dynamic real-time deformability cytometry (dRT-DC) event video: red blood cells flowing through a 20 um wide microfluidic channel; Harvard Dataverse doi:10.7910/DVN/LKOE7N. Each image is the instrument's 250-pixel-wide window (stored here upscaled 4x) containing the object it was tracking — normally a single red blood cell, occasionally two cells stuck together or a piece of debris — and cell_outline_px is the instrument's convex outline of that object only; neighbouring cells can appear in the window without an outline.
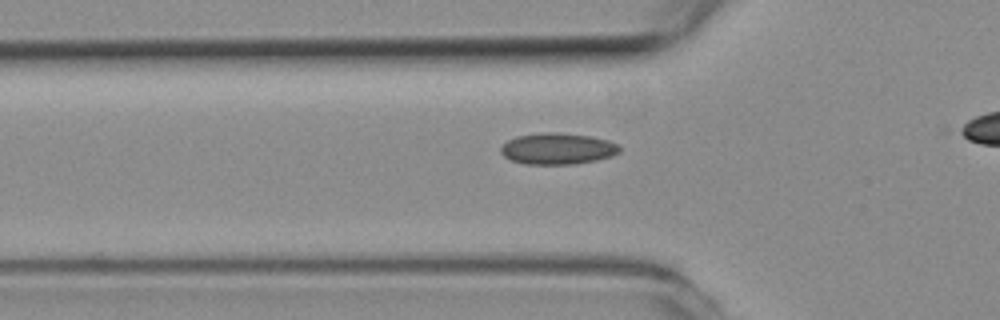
{"species": "common noctule bat (a hibernating species)", "species_latin": "Nyctalus noctula", "temperature_condition": "room temperature", "stored_images_in_passage": 35, "camera_frame_rate_fps": 3000, "um_per_image_px": 0.085, "animal": {"sex": "female", "body_mass_g": 19.3, "forearm_length_mm": 54.1}, "frame": {"image": 1, "passage_image": 9, "time_ms": 2.667, "image_size_px": [1000, 320], "cell_outline_px": [[620, 152], [612, 156], [596, 160], [576, 164], [524, 164], [508, 160], [500, 152], [500, 148], [508, 140], [516, 136], [544, 132], [556, 132], [592, 136], [608, 140], [620, 144]], "centroid_in_image_um": [47.4, 12.64], "position_along_channel_um": 78.4, "area_um2": 21.96}}
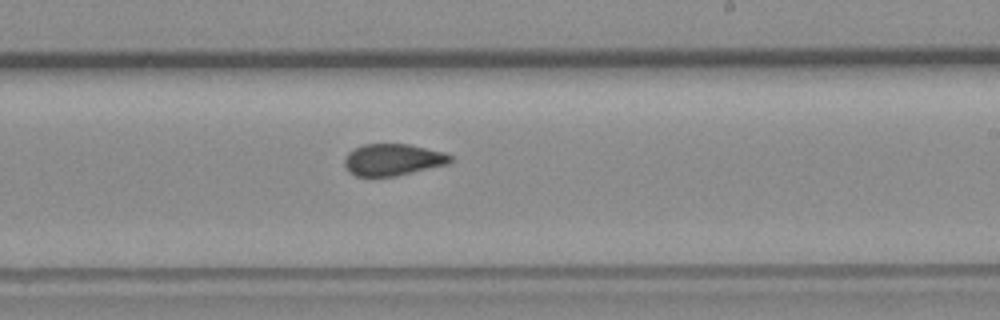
{"frame": {"image": 2, "passage_image": 23, "time_ms": 7.333, "image_size_px": [1000, 320], "cell_outline_px": [[452, 160], [448, 164], [396, 176], [356, 176], [348, 172], [344, 168], [344, 160], [348, 152], [364, 144], [408, 144], [444, 152], [452, 156]], "centroid_in_image_um": [33.37, 13.58], "position_along_channel_um": 255.6, "area_um2": 19.59}}
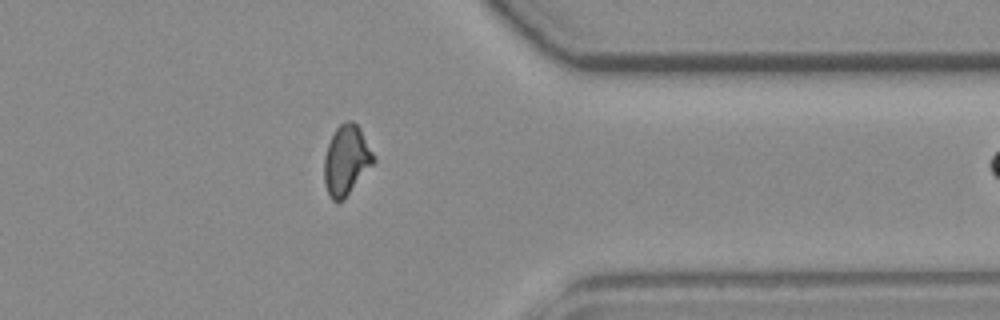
{"frame": {"image": 3, "passage_image": 34, "time_ms": 11.0, "image_size_px": [1000, 320], "cell_outline_px": [[376, 160], [344, 200], [332, 200], [328, 196], [324, 184], [324, 156], [328, 144], [336, 128], [344, 120], [352, 120], [360, 128], [376, 156]], "centroid_in_image_um": [29.44, 13.61], "position_along_channel_um": 382.0, "area_um2": 20.29}}